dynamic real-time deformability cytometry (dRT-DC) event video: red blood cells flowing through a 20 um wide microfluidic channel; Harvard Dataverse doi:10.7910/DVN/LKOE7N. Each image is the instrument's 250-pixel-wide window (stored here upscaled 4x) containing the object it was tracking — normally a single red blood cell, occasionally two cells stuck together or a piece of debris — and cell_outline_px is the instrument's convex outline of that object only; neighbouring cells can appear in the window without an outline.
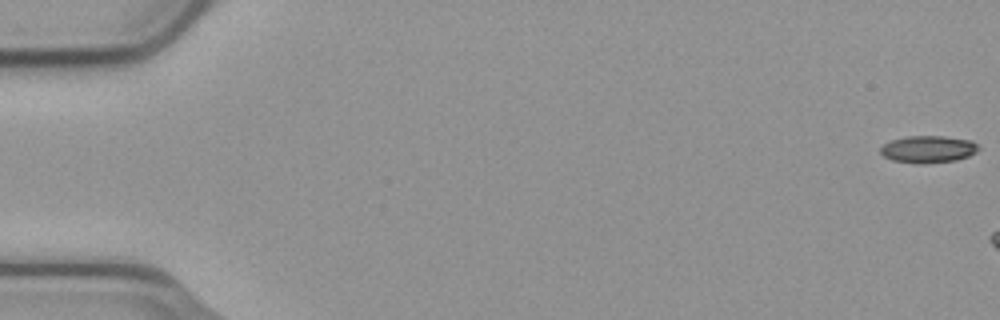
{"species": "common noctule bat (a hibernating species)", "species_latin": "Nyctalus noctula", "temperature_condition": "cold", "stored_images_in_passage": 7, "camera_frame_rate_fps": 3000, "um_per_image_px": 0.085, "animal": {"sex": "male", "body_mass_g": 23.1, "forearm_length_mm": 52.7}, "frame": {"image": 1, "passage_image": 1, "time_ms": 0.0, "image_size_px": [1000, 320], "cell_outline_px": [[980, 148], [976, 152], [968, 156], [956, 160], [920, 164], [892, 160], [884, 156], [880, 152], [880, 148], [884, 144], [892, 140], [908, 136], [944, 136], [972, 140]], "centroid_in_image_um": [78.9, 12.68], "position_along_channel_um": 6.1, "area_um2": 15.43}}